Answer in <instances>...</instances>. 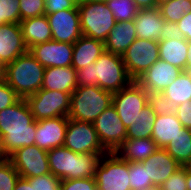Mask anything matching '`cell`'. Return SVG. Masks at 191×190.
<instances>
[{"label":"cell","instance_id":"cell-40","mask_svg":"<svg viewBox=\"0 0 191 190\" xmlns=\"http://www.w3.org/2000/svg\"><path fill=\"white\" fill-rule=\"evenodd\" d=\"M20 97L5 82L3 77L0 79V111L16 103Z\"/></svg>","mask_w":191,"mask_h":190},{"label":"cell","instance_id":"cell-31","mask_svg":"<svg viewBox=\"0 0 191 190\" xmlns=\"http://www.w3.org/2000/svg\"><path fill=\"white\" fill-rule=\"evenodd\" d=\"M105 3L116 22L134 20L140 10L133 0H108Z\"/></svg>","mask_w":191,"mask_h":190},{"label":"cell","instance_id":"cell-6","mask_svg":"<svg viewBox=\"0 0 191 190\" xmlns=\"http://www.w3.org/2000/svg\"><path fill=\"white\" fill-rule=\"evenodd\" d=\"M82 34L105 42L117 23L105 2L77 3Z\"/></svg>","mask_w":191,"mask_h":190},{"label":"cell","instance_id":"cell-42","mask_svg":"<svg viewBox=\"0 0 191 190\" xmlns=\"http://www.w3.org/2000/svg\"><path fill=\"white\" fill-rule=\"evenodd\" d=\"M45 2V14L72 9L77 4V0H45Z\"/></svg>","mask_w":191,"mask_h":190},{"label":"cell","instance_id":"cell-44","mask_svg":"<svg viewBox=\"0 0 191 190\" xmlns=\"http://www.w3.org/2000/svg\"><path fill=\"white\" fill-rule=\"evenodd\" d=\"M178 27L183 33L184 39L191 40V12L185 14L178 22Z\"/></svg>","mask_w":191,"mask_h":190},{"label":"cell","instance_id":"cell-48","mask_svg":"<svg viewBox=\"0 0 191 190\" xmlns=\"http://www.w3.org/2000/svg\"><path fill=\"white\" fill-rule=\"evenodd\" d=\"M187 45H188V54H187L186 71L191 72V40L187 41Z\"/></svg>","mask_w":191,"mask_h":190},{"label":"cell","instance_id":"cell-49","mask_svg":"<svg viewBox=\"0 0 191 190\" xmlns=\"http://www.w3.org/2000/svg\"><path fill=\"white\" fill-rule=\"evenodd\" d=\"M186 182H187V190H191V169L186 166Z\"/></svg>","mask_w":191,"mask_h":190},{"label":"cell","instance_id":"cell-20","mask_svg":"<svg viewBox=\"0 0 191 190\" xmlns=\"http://www.w3.org/2000/svg\"><path fill=\"white\" fill-rule=\"evenodd\" d=\"M183 128L172 109L161 108L153 123L151 139L159 148H165L170 141L181 134Z\"/></svg>","mask_w":191,"mask_h":190},{"label":"cell","instance_id":"cell-46","mask_svg":"<svg viewBox=\"0 0 191 190\" xmlns=\"http://www.w3.org/2000/svg\"><path fill=\"white\" fill-rule=\"evenodd\" d=\"M139 9L154 8L156 6L155 0H133Z\"/></svg>","mask_w":191,"mask_h":190},{"label":"cell","instance_id":"cell-4","mask_svg":"<svg viewBox=\"0 0 191 190\" xmlns=\"http://www.w3.org/2000/svg\"><path fill=\"white\" fill-rule=\"evenodd\" d=\"M43 67L29 50L3 67V79L20 98L38 92L43 84Z\"/></svg>","mask_w":191,"mask_h":190},{"label":"cell","instance_id":"cell-27","mask_svg":"<svg viewBox=\"0 0 191 190\" xmlns=\"http://www.w3.org/2000/svg\"><path fill=\"white\" fill-rule=\"evenodd\" d=\"M159 149L151 138L126 139L115 151L123 160L142 162Z\"/></svg>","mask_w":191,"mask_h":190},{"label":"cell","instance_id":"cell-15","mask_svg":"<svg viewBox=\"0 0 191 190\" xmlns=\"http://www.w3.org/2000/svg\"><path fill=\"white\" fill-rule=\"evenodd\" d=\"M182 72L178 67L158 59L136 81L156 99Z\"/></svg>","mask_w":191,"mask_h":190},{"label":"cell","instance_id":"cell-52","mask_svg":"<svg viewBox=\"0 0 191 190\" xmlns=\"http://www.w3.org/2000/svg\"><path fill=\"white\" fill-rule=\"evenodd\" d=\"M140 190H159L158 187H154V188H144V189H140Z\"/></svg>","mask_w":191,"mask_h":190},{"label":"cell","instance_id":"cell-47","mask_svg":"<svg viewBox=\"0 0 191 190\" xmlns=\"http://www.w3.org/2000/svg\"><path fill=\"white\" fill-rule=\"evenodd\" d=\"M7 159H9V157L5 152V148H4V145H3V136L0 133V161H4V160H7Z\"/></svg>","mask_w":191,"mask_h":190},{"label":"cell","instance_id":"cell-53","mask_svg":"<svg viewBox=\"0 0 191 190\" xmlns=\"http://www.w3.org/2000/svg\"><path fill=\"white\" fill-rule=\"evenodd\" d=\"M2 71H3V68L0 66V79L2 78V75H3Z\"/></svg>","mask_w":191,"mask_h":190},{"label":"cell","instance_id":"cell-10","mask_svg":"<svg viewBox=\"0 0 191 190\" xmlns=\"http://www.w3.org/2000/svg\"><path fill=\"white\" fill-rule=\"evenodd\" d=\"M122 59L130 77L136 81L159 59L158 41L136 38Z\"/></svg>","mask_w":191,"mask_h":190},{"label":"cell","instance_id":"cell-21","mask_svg":"<svg viewBox=\"0 0 191 190\" xmlns=\"http://www.w3.org/2000/svg\"><path fill=\"white\" fill-rule=\"evenodd\" d=\"M156 100L165 109H173L186 101H191V72L183 71Z\"/></svg>","mask_w":191,"mask_h":190},{"label":"cell","instance_id":"cell-3","mask_svg":"<svg viewBox=\"0 0 191 190\" xmlns=\"http://www.w3.org/2000/svg\"><path fill=\"white\" fill-rule=\"evenodd\" d=\"M50 172L61 180L94 178L102 154H81L61 146L47 152Z\"/></svg>","mask_w":191,"mask_h":190},{"label":"cell","instance_id":"cell-16","mask_svg":"<svg viewBox=\"0 0 191 190\" xmlns=\"http://www.w3.org/2000/svg\"><path fill=\"white\" fill-rule=\"evenodd\" d=\"M29 52L45 68L72 66L73 44L50 40L29 49Z\"/></svg>","mask_w":191,"mask_h":190},{"label":"cell","instance_id":"cell-30","mask_svg":"<svg viewBox=\"0 0 191 190\" xmlns=\"http://www.w3.org/2000/svg\"><path fill=\"white\" fill-rule=\"evenodd\" d=\"M165 149L181 166H188L191 163V129L183 128Z\"/></svg>","mask_w":191,"mask_h":190},{"label":"cell","instance_id":"cell-8","mask_svg":"<svg viewBox=\"0 0 191 190\" xmlns=\"http://www.w3.org/2000/svg\"><path fill=\"white\" fill-rule=\"evenodd\" d=\"M153 99L137 81H133L129 86L113 93L112 105L127 129L136 123L142 109Z\"/></svg>","mask_w":191,"mask_h":190},{"label":"cell","instance_id":"cell-14","mask_svg":"<svg viewBox=\"0 0 191 190\" xmlns=\"http://www.w3.org/2000/svg\"><path fill=\"white\" fill-rule=\"evenodd\" d=\"M52 40L74 44L83 34L77 4L72 9L46 14Z\"/></svg>","mask_w":191,"mask_h":190},{"label":"cell","instance_id":"cell-34","mask_svg":"<svg viewBox=\"0 0 191 190\" xmlns=\"http://www.w3.org/2000/svg\"><path fill=\"white\" fill-rule=\"evenodd\" d=\"M19 5V0H0V26L8 23H20Z\"/></svg>","mask_w":191,"mask_h":190},{"label":"cell","instance_id":"cell-26","mask_svg":"<svg viewBox=\"0 0 191 190\" xmlns=\"http://www.w3.org/2000/svg\"><path fill=\"white\" fill-rule=\"evenodd\" d=\"M24 43L31 47L52 40L51 27L46 14L20 21Z\"/></svg>","mask_w":191,"mask_h":190},{"label":"cell","instance_id":"cell-51","mask_svg":"<svg viewBox=\"0 0 191 190\" xmlns=\"http://www.w3.org/2000/svg\"><path fill=\"white\" fill-rule=\"evenodd\" d=\"M155 1H156V6L159 7V6H161L163 3H166V2H168V1H170V0H155Z\"/></svg>","mask_w":191,"mask_h":190},{"label":"cell","instance_id":"cell-28","mask_svg":"<svg viewBox=\"0 0 191 190\" xmlns=\"http://www.w3.org/2000/svg\"><path fill=\"white\" fill-rule=\"evenodd\" d=\"M159 59L186 71L188 45L187 40L181 39H161L158 41Z\"/></svg>","mask_w":191,"mask_h":190},{"label":"cell","instance_id":"cell-32","mask_svg":"<svg viewBox=\"0 0 191 190\" xmlns=\"http://www.w3.org/2000/svg\"><path fill=\"white\" fill-rule=\"evenodd\" d=\"M162 17L169 22H178L191 12V0H170L159 6Z\"/></svg>","mask_w":191,"mask_h":190},{"label":"cell","instance_id":"cell-33","mask_svg":"<svg viewBox=\"0 0 191 190\" xmlns=\"http://www.w3.org/2000/svg\"><path fill=\"white\" fill-rule=\"evenodd\" d=\"M129 177L131 190H140L144 188H154L151 180H148V174L141 162L129 163Z\"/></svg>","mask_w":191,"mask_h":190},{"label":"cell","instance_id":"cell-24","mask_svg":"<svg viewBox=\"0 0 191 190\" xmlns=\"http://www.w3.org/2000/svg\"><path fill=\"white\" fill-rule=\"evenodd\" d=\"M136 38L134 20L117 22L104 42L105 51L122 56Z\"/></svg>","mask_w":191,"mask_h":190},{"label":"cell","instance_id":"cell-45","mask_svg":"<svg viewBox=\"0 0 191 190\" xmlns=\"http://www.w3.org/2000/svg\"><path fill=\"white\" fill-rule=\"evenodd\" d=\"M14 190H35V183H29L27 178L19 177Z\"/></svg>","mask_w":191,"mask_h":190},{"label":"cell","instance_id":"cell-17","mask_svg":"<svg viewBox=\"0 0 191 190\" xmlns=\"http://www.w3.org/2000/svg\"><path fill=\"white\" fill-rule=\"evenodd\" d=\"M68 120L67 116L38 120L35 145L46 151L63 146Z\"/></svg>","mask_w":191,"mask_h":190},{"label":"cell","instance_id":"cell-29","mask_svg":"<svg viewBox=\"0 0 191 190\" xmlns=\"http://www.w3.org/2000/svg\"><path fill=\"white\" fill-rule=\"evenodd\" d=\"M162 107L156 99H153L141 111V115L135 124H131L127 128V139H143L151 138L153 131V123Z\"/></svg>","mask_w":191,"mask_h":190},{"label":"cell","instance_id":"cell-50","mask_svg":"<svg viewBox=\"0 0 191 190\" xmlns=\"http://www.w3.org/2000/svg\"><path fill=\"white\" fill-rule=\"evenodd\" d=\"M108 0H77V3L106 2Z\"/></svg>","mask_w":191,"mask_h":190},{"label":"cell","instance_id":"cell-23","mask_svg":"<svg viewBox=\"0 0 191 190\" xmlns=\"http://www.w3.org/2000/svg\"><path fill=\"white\" fill-rule=\"evenodd\" d=\"M77 87L76 70L72 66L45 68L41 89L72 94Z\"/></svg>","mask_w":191,"mask_h":190},{"label":"cell","instance_id":"cell-2","mask_svg":"<svg viewBox=\"0 0 191 190\" xmlns=\"http://www.w3.org/2000/svg\"><path fill=\"white\" fill-rule=\"evenodd\" d=\"M78 86L97 85L111 93L129 86L134 80L130 77L122 56L105 51L96 62L76 71Z\"/></svg>","mask_w":191,"mask_h":190},{"label":"cell","instance_id":"cell-37","mask_svg":"<svg viewBox=\"0 0 191 190\" xmlns=\"http://www.w3.org/2000/svg\"><path fill=\"white\" fill-rule=\"evenodd\" d=\"M159 190H187L186 166H181L160 187Z\"/></svg>","mask_w":191,"mask_h":190},{"label":"cell","instance_id":"cell-5","mask_svg":"<svg viewBox=\"0 0 191 190\" xmlns=\"http://www.w3.org/2000/svg\"><path fill=\"white\" fill-rule=\"evenodd\" d=\"M113 93L97 85L78 86L71 94L68 119L93 123L95 119L112 105Z\"/></svg>","mask_w":191,"mask_h":190},{"label":"cell","instance_id":"cell-7","mask_svg":"<svg viewBox=\"0 0 191 190\" xmlns=\"http://www.w3.org/2000/svg\"><path fill=\"white\" fill-rule=\"evenodd\" d=\"M94 177L98 190H131L129 162L115 152L101 156Z\"/></svg>","mask_w":191,"mask_h":190},{"label":"cell","instance_id":"cell-22","mask_svg":"<svg viewBox=\"0 0 191 190\" xmlns=\"http://www.w3.org/2000/svg\"><path fill=\"white\" fill-rule=\"evenodd\" d=\"M164 22L159 7L140 9L134 19L136 37L160 41Z\"/></svg>","mask_w":191,"mask_h":190},{"label":"cell","instance_id":"cell-35","mask_svg":"<svg viewBox=\"0 0 191 190\" xmlns=\"http://www.w3.org/2000/svg\"><path fill=\"white\" fill-rule=\"evenodd\" d=\"M19 177L9 159L0 161V190H14Z\"/></svg>","mask_w":191,"mask_h":190},{"label":"cell","instance_id":"cell-38","mask_svg":"<svg viewBox=\"0 0 191 190\" xmlns=\"http://www.w3.org/2000/svg\"><path fill=\"white\" fill-rule=\"evenodd\" d=\"M27 179L29 183H35V190H60L61 179L52 173Z\"/></svg>","mask_w":191,"mask_h":190},{"label":"cell","instance_id":"cell-18","mask_svg":"<svg viewBox=\"0 0 191 190\" xmlns=\"http://www.w3.org/2000/svg\"><path fill=\"white\" fill-rule=\"evenodd\" d=\"M27 51L20 23L0 26V66L2 68Z\"/></svg>","mask_w":191,"mask_h":190},{"label":"cell","instance_id":"cell-1","mask_svg":"<svg viewBox=\"0 0 191 190\" xmlns=\"http://www.w3.org/2000/svg\"><path fill=\"white\" fill-rule=\"evenodd\" d=\"M36 127L37 121L26 99L20 98L0 111V133L8 157L22 147L35 144Z\"/></svg>","mask_w":191,"mask_h":190},{"label":"cell","instance_id":"cell-19","mask_svg":"<svg viewBox=\"0 0 191 190\" xmlns=\"http://www.w3.org/2000/svg\"><path fill=\"white\" fill-rule=\"evenodd\" d=\"M155 187H160L181 165L172 158L165 148H159L146 160L141 162Z\"/></svg>","mask_w":191,"mask_h":190},{"label":"cell","instance_id":"cell-36","mask_svg":"<svg viewBox=\"0 0 191 190\" xmlns=\"http://www.w3.org/2000/svg\"><path fill=\"white\" fill-rule=\"evenodd\" d=\"M20 21L45 15V0H19Z\"/></svg>","mask_w":191,"mask_h":190},{"label":"cell","instance_id":"cell-43","mask_svg":"<svg viewBox=\"0 0 191 190\" xmlns=\"http://www.w3.org/2000/svg\"><path fill=\"white\" fill-rule=\"evenodd\" d=\"M184 38L180 31L177 22H164L161 32V39H181Z\"/></svg>","mask_w":191,"mask_h":190},{"label":"cell","instance_id":"cell-39","mask_svg":"<svg viewBox=\"0 0 191 190\" xmlns=\"http://www.w3.org/2000/svg\"><path fill=\"white\" fill-rule=\"evenodd\" d=\"M60 190H98L94 178L61 180Z\"/></svg>","mask_w":191,"mask_h":190},{"label":"cell","instance_id":"cell-12","mask_svg":"<svg viewBox=\"0 0 191 190\" xmlns=\"http://www.w3.org/2000/svg\"><path fill=\"white\" fill-rule=\"evenodd\" d=\"M102 146L108 152L116 149L127 139V129L113 105L104 110L93 122Z\"/></svg>","mask_w":191,"mask_h":190},{"label":"cell","instance_id":"cell-11","mask_svg":"<svg viewBox=\"0 0 191 190\" xmlns=\"http://www.w3.org/2000/svg\"><path fill=\"white\" fill-rule=\"evenodd\" d=\"M64 147L76 153L87 154L108 151L102 146L93 123L69 119L65 132Z\"/></svg>","mask_w":191,"mask_h":190},{"label":"cell","instance_id":"cell-41","mask_svg":"<svg viewBox=\"0 0 191 190\" xmlns=\"http://www.w3.org/2000/svg\"><path fill=\"white\" fill-rule=\"evenodd\" d=\"M177 119L182 123V126L191 129V101H186L172 109Z\"/></svg>","mask_w":191,"mask_h":190},{"label":"cell","instance_id":"cell-25","mask_svg":"<svg viewBox=\"0 0 191 190\" xmlns=\"http://www.w3.org/2000/svg\"><path fill=\"white\" fill-rule=\"evenodd\" d=\"M104 52V42L82 35L73 44L72 67L77 71L89 66Z\"/></svg>","mask_w":191,"mask_h":190},{"label":"cell","instance_id":"cell-9","mask_svg":"<svg viewBox=\"0 0 191 190\" xmlns=\"http://www.w3.org/2000/svg\"><path fill=\"white\" fill-rule=\"evenodd\" d=\"M36 121L68 116L71 94L63 91L40 89L26 98Z\"/></svg>","mask_w":191,"mask_h":190},{"label":"cell","instance_id":"cell-13","mask_svg":"<svg viewBox=\"0 0 191 190\" xmlns=\"http://www.w3.org/2000/svg\"><path fill=\"white\" fill-rule=\"evenodd\" d=\"M47 152L34 144L18 149L9 157V160L20 177L33 178L51 173Z\"/></svg>","mask_w":191,"mask_h":190}]
</instances>
